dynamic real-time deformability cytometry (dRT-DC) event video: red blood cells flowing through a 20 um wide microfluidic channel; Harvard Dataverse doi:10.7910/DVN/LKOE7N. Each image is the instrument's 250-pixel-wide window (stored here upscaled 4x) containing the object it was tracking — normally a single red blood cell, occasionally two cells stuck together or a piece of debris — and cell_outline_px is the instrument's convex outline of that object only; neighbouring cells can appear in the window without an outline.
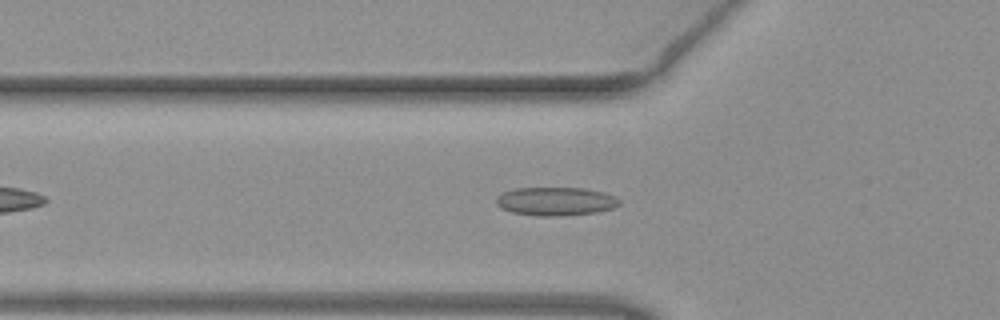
{"species": "common noctule bat (a hibernating species)", "species_latin": "Nyctalus noctula", "temperature_condition": "warm", "stored_images_in_passage": 43, "camera_frame_rate_fps": 3000, "um_per_image_px": 0.085, "animal": {"sex": "female", "body_mass_g": 19.3, "forearm_length_mm": 54.1}, "frame": {"image": 1, "passage_image": 10, "time_ms": 3.0, "image_size_px": [1000, 320], "cell_outline_px": [[620, 204], [612, 208], [596, 212], [564, 216], [540, 216], [512, 212], [500, 208], [496, 204], [496, 196], [504, 192], [516, 188], [584, 188], [604, 192], [620, 200]], "centroid_in_image_um": [47.21, 17.11], "position_along_channel_um": 78.6, "area_um2": 20.4}}
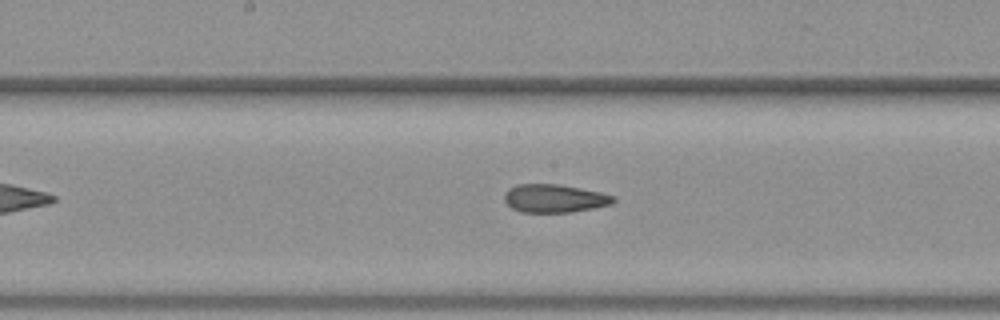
{"frame": {"image": 2, "passage_image": 19, "time_ms": 6.0, "image_size_px": [1000, 320], "cell_outline_px": [[616, 200], [612, 204], [572, 212], [520, 212], [512, 208], [504, 200], [504, 196], [508, 188], [516, 184], [560, 184], [600, 192], [616, 196]], "centroid_in_image_um": [47.13, 16.86], "position_along_channel_um": 201.1, "area_um2": 17.98}}
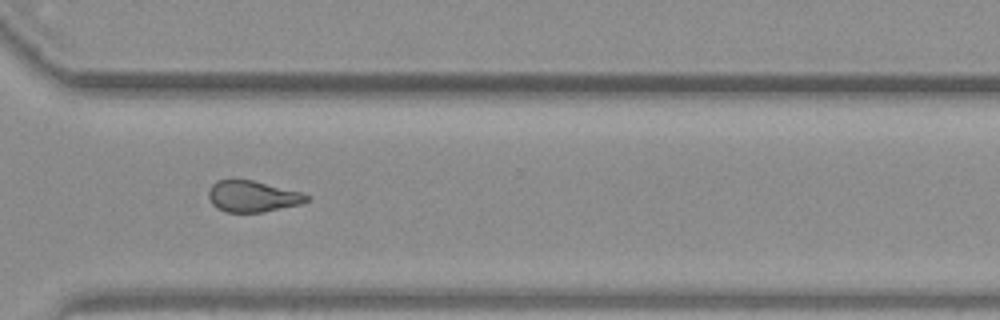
{"frame": {"image": 3, "passage_image": 30, "time_ms": 9.667, "image_size_px": [1000, 320], "cell_outline_px": [[312, 196], [308, 200], [300, 204], [264, 212], [224, 212], [216, 208], [212, 204], [208, 196], [208, 188], [216, 180], [232, 176], [252, 180], [300, 192]], "centroid_in_image_um": [21.39, 16.65], "position_along_channel_um": 349.2, "area_um2": 18.38}, "authors_computed_cell_mechanics": {"area_um2": 18.4382, "velocity_mm_per_s": 4.0421, "shape_relaxation_time_tau1_ms": null, "shape_relaxation_time_tau2_ms": 2.0162, "deformation_change_tau1": null, "deformation_change_tau2": 0.108}}